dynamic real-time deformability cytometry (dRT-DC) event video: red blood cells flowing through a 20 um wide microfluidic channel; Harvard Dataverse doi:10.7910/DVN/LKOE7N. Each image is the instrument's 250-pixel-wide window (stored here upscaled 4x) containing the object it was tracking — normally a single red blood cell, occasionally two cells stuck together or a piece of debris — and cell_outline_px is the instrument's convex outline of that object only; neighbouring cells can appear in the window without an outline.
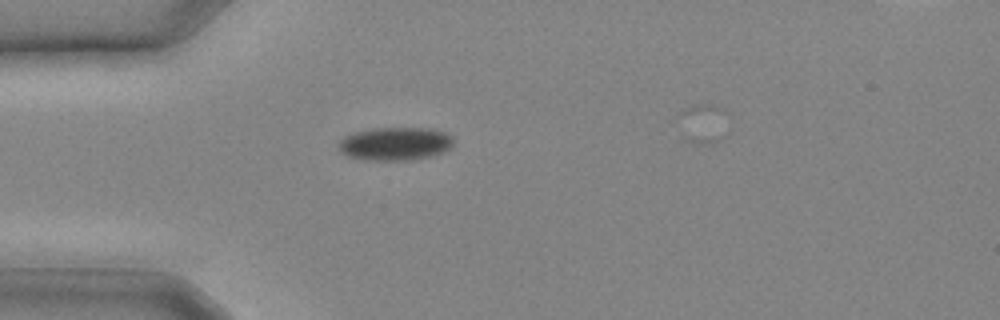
{"species": "common noctule bat (a hibernating species)", "species_latin": "Nyctalus noctula", "temperature_condition": "cold", "stored_images_in_passage": 5, "camera_frame_rate_fps": 3000, "um_per_image_px": 0.085, "animal": {"sex": "male", "body_mass_g": 20.4}, "frame": {"image": 1, "passage_image": 1, "time_ms": 0.0, "image_size_px": [1000, 320], "cell_outline_px": [[452, 144], [444, 152], [428, 156], [404, 160], [376, 160], [348, 156], [340, 152], [336, 144], [344, 136], [352, 132], [372, 128], [428, 128], [444, 132], [452, 136]], "centroid_in_image_um": [33.53, 12.2], "position_along_channel_um": 51.5, "area_um2": 22.08}}
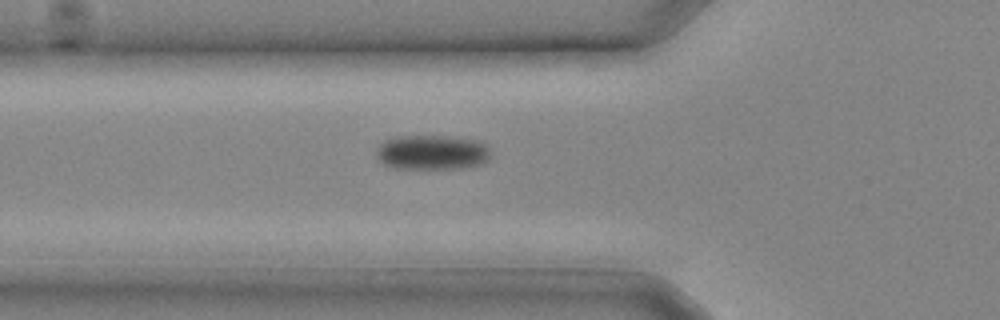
{"frame": {"image": 2, "passage_image": 3, "time_ms": 0.667, "image_size_px": [1000, 320], "cell_outline_px": [[488, 160], [484, 164], [468, 168], [392, 168], [384, 164], [376, 156], [376, 148], [384, 140], [396, 136], [444, 136], [480, 140], [488, 148]], "centroid_in_image_um": [36.71, 12.95], "position_along_channel_um": 89.1, "area_um2": 23.29}}
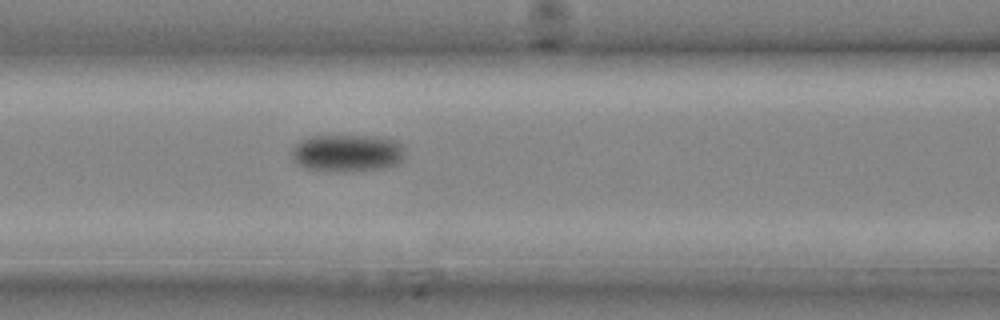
{"frame": {"image": 3, "passage_image": 5, "time_ms": 1.333, "image_size_px": [1000, 320], "cell_outline_px": [[404, 160], [388, 168], [308, 168], [296, 164], [292, 156], [292, 148], [300, 140], [312, 136], [372, 136], [396, 140], [404, 148]], "centroid_in_image_um": [29.55, 12.95], "position_along_channel_um": 137.1, "area_um2": 23.58}}